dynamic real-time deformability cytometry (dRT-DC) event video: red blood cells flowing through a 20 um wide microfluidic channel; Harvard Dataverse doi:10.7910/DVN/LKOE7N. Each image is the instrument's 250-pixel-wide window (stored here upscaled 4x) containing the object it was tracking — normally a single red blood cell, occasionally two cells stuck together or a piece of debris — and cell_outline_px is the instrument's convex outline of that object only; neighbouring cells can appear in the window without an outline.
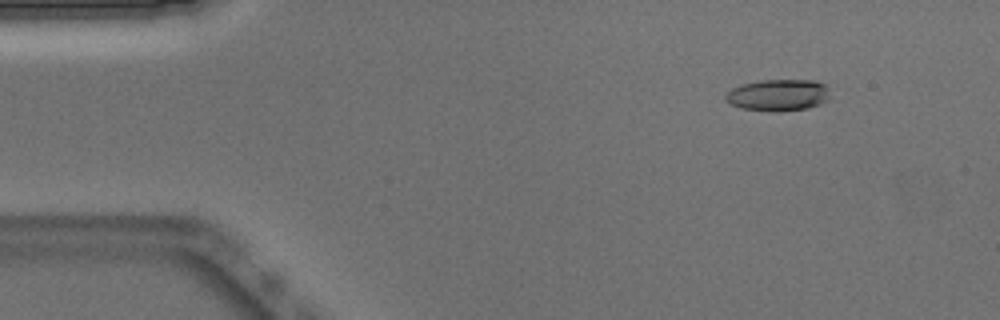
{"species": "Egyptian fruit bat (a non-hibernating species)", "species_latin": "Rousettus aegyptiacus", "temperature_condition": "warm", "stored_images_in_passage": 49, "camera_frame_rate_fps": 3000, "um_per_image_px": 0.085, "animal": {"sex": "male"}, "frame": {"image": 1, "passage_image": 6, "time_ms": 1.667, "image_size_px": [1000, 320], "cell_outline_px": [[828, 100], [820, 104], [808, 108], [780, 112], [772, 112], [740, 108], [728, 104], [724, 100], [724, 96], [732, 88], [744, 84], [760, 80], [816, 80], [824, 84], [828, 88]], "centroid_in_image_um": [66.12, 8.1], "position_along_channel_um": 18.9, "area_um2": 19.54}}
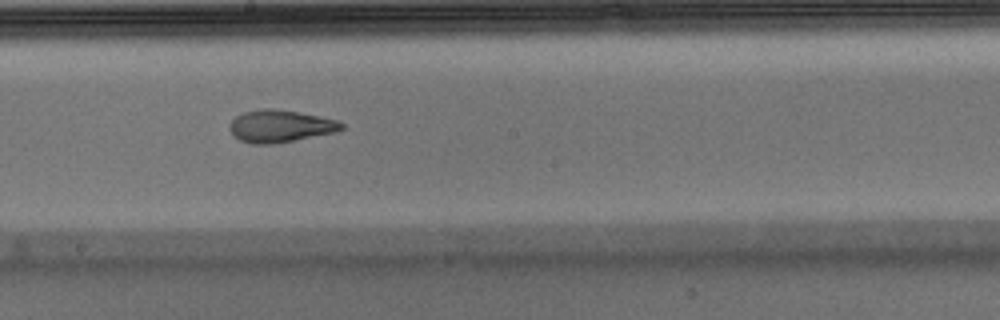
{"frame": {"image": 2, "passage_image": 28, "time_ms": 9.0, "image_size_px": [1000, 320], "cell_outline_px": [[344, 128], [336, 132], [272, 144], [252, 144], [240, 140], [228, 128], [228, 124], [236, 116], [244, 112], [264, 108], [276, 108], [320, 116], [340, 120], [344, 124]], "centroid_in_image_um": [23.84, 10.71], "position_along_channel_um": 224.4, "area_um2": 21.1}}
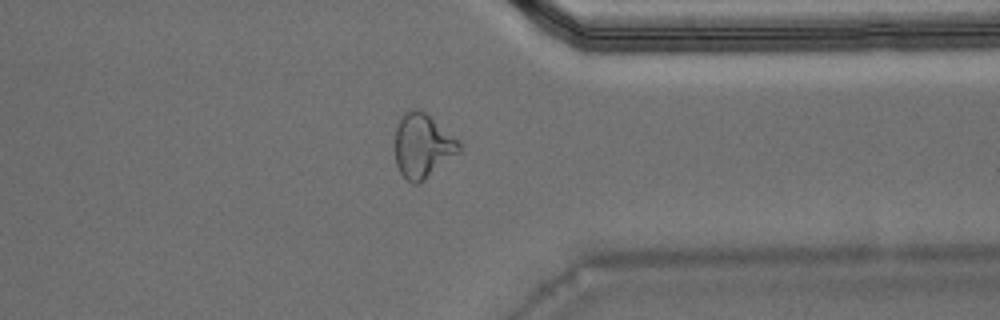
{"frame": {"image": 3, "passage_image": 40, "time_ms": 13.0, "image_size_px": [1000, 320], "cell_outline_px": [[464, 148], [460, 152], [420, 184], [412, 184], [400, 172], [396, 164], [396, 128], [404, 112], [412, 108], [420, 108], [460, 140]], "centroid_in_image_um": [35.97, 12.39], "position_along_channel_um": 375.4, "area_um2": 24.28}}